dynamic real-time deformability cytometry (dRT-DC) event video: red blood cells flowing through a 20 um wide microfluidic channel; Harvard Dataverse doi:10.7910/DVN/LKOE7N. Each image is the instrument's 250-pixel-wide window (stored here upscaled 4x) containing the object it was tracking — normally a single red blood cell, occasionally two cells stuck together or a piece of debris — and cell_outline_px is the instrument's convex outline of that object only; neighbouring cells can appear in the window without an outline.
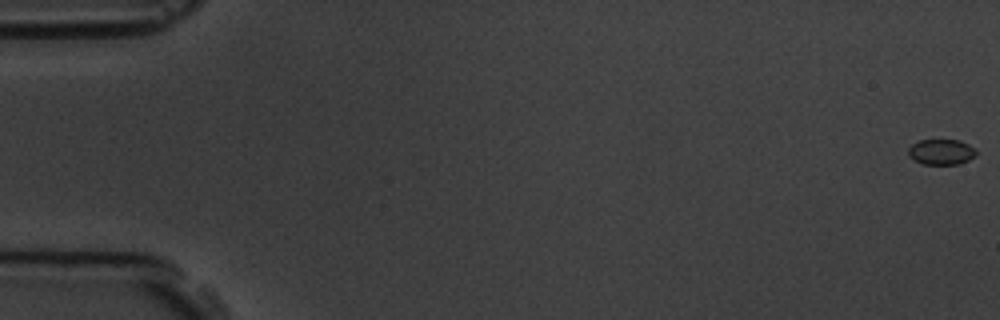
{"species": "common noctule bat (a hibernating species)", "species_latin": "Nyctalus noctula", "temperature_condition": "room temperature", "stored_images_in_passage": 7, "segment_of_instrument_passage": [1, 2], "camera_frame_rate_fps": 3000, "um_per_image_px": 0.085, "animal": {"sex": "male", "body_mass_g": 19.5, "forearm_length_mm": 54.6}, "frame": {"image": 1, "passage_image": 1, "time_ms": 0.0, "image_size_px": [1000, 320], "cell_outline_px": [[976, 156], [960, 164], [924, 164], [912, 160], [908, 156], [908, 148], [912, 144], [920, 140], [960, 140], [968, 144], [976, 152]], "centroid_in_image_um": [79.98, 12.92], "position_along_channel_um": 5.0, "area_um2": 10.12}}